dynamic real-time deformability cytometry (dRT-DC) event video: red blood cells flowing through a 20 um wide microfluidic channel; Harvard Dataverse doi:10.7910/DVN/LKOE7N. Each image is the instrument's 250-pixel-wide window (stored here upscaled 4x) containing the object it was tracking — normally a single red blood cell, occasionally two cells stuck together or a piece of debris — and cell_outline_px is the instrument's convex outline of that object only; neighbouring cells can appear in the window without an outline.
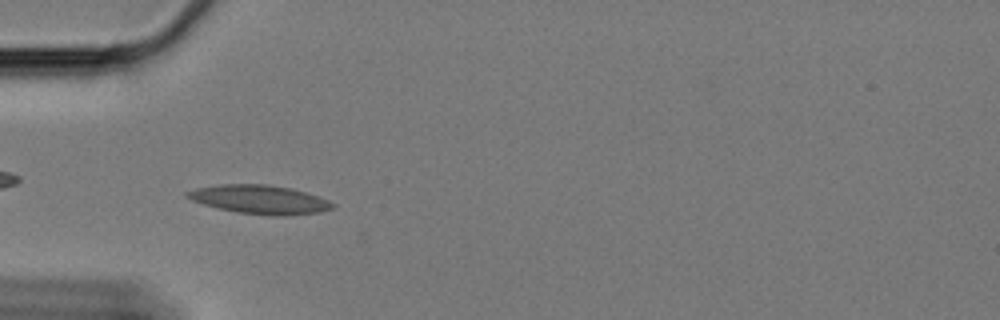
{"species": "Egyptian fruit bat (a non-hibernating species)", "species_latin": "Rousettus aegyptiacus", "temperature_condition": "cold", "stored_images_in_passage": 47, "camera_frame_rate_fps": 3000, "um_per_image_px": 0.085, "animal": {"sex": "female"}, "frame": {"image": 1, "passage_image": 15, "time_ms": 4.667, "image_size_px": [1000, 320], "cell_outline_px": [[336, 204], [332, 208], [320, 212], [280, 216], [236, 212], [204, 204], [192, 200], [184, 196], [184, 192], [196, 188], [220, 184], [268, 184], [292, 188], [328, 200]], "centroid_in_image_um": [22.05, 16.94], "position_along_channel_um": 62.9, "area_um2": 24.16}}
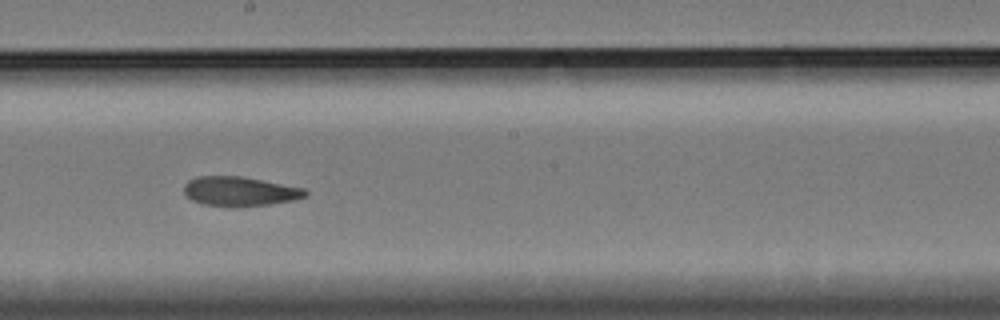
{"frame": {"image": 2, "passage_image": 30, "time_ms": 9.667, "image_size_px": [1000, 320], "cell_outline_px": [[308, 196], [292, 200], [268, 204], [232, 208], [204, 204], [192, 200], [184, 192], [184, 184], [188, 180], [196, 176], [240, 176], [304, 188], [308, 192]], "centroid_in_image_um": [20.36, 16.27], "position_along_channel_um": 227.8, "area_um2": 20.87}}
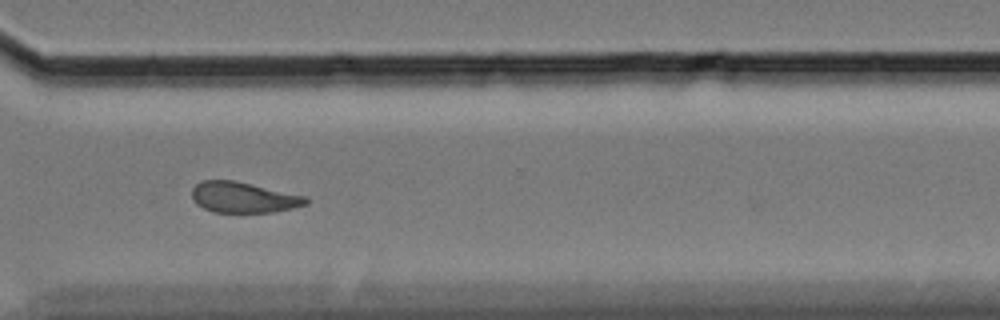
{"frame": {"image": 3, "passage_image": 41, "time_ms": 13.333, "image_size_px": [1000, 320], "cell_outline_px": [[308, 204], [292, 208], [272, 212], [212, 212], [196, 204], [192, 200], [192, 188], [200, 180], [236, 180], [308, 196]], "centroid_in_image_um": [20.69, 16.76], "position_along_channel_um": 349.9, "area_um2": 20.69}, "authors_computed_cell_mechanics": {"area_um2": 21.5594, "velocity_mm_per_s": 3.3312, "shape_relaxation_time_tau1_ms": null, "shape_relaxation_time_tau2_ms": 5.959, "deformation_change_tau1": null, "deformation_change_tau2": 0.1355}}